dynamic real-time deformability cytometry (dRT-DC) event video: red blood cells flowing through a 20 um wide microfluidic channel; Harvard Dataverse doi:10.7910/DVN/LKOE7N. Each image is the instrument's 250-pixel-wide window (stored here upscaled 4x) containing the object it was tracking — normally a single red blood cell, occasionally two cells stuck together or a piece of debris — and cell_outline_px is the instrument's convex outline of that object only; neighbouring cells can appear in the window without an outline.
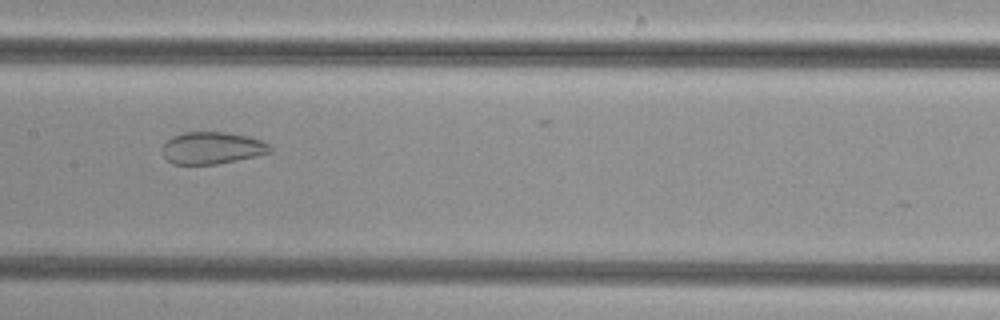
{"species": "common noctule bat (a hibernating species)", "species_latin": "Nyctalus noctula", "temperature_condition": "cold", "stored_images_in_passage": 45, "camera_frame_rate_fps": 3000, "um_per_image_px": 0.085, "animal": {"sex": "female", "body_mass_g": 29.2, "forearm_length_mm": 56.3}, "frame": {"image": 1, "passage_image": 20, "time_ms": 6.333, "image_size_px": [1000, 320], "cell_outline_px": [[272, 152], [256, 156], [216, 164], [172, 164], [164, 156], [164, 144], [172, 136], [184, 132], [228, 132], [248, 136], [260, 140], [268, 144], [272, 148]], "centroid_in_image_um": [18.05, 12.57], "position_along_channel_um": 189.4, "area_um2": 20.0}}
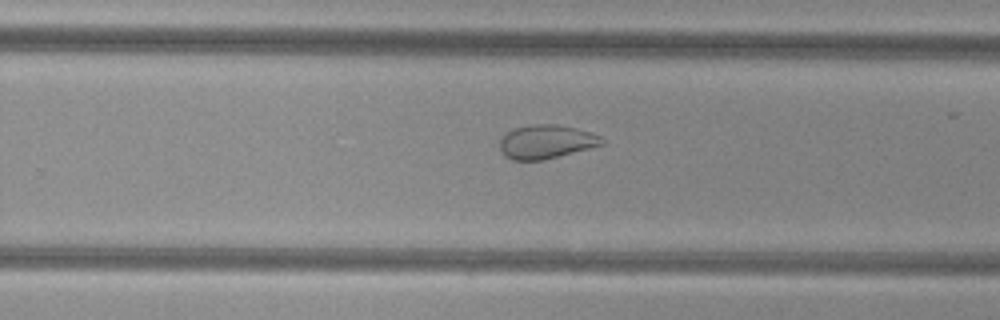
{"frame": {"image": 2, "passage_image": 27, "time_ms": 8.667, "image_size_px": [1000, 320], "cell_outline_px": [[604, 144], [544, 160], [512, 160], [504, 156], [500, 148], [500, 140], [508, 132], [516, 128], [532, 124], [556, 124], [576, 128], [600, 136], [604, 140]], "centroid_in_image_um": [46.42, 12.05], "position_along_channel_um": 283.4, "area_um2": 19.88}}
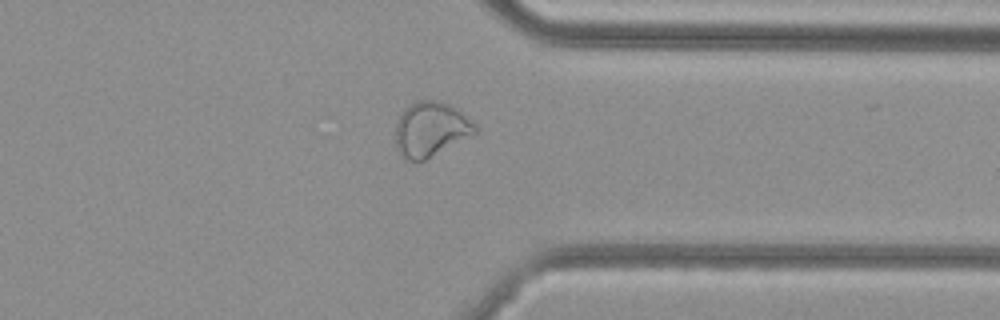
{"frame": {"image": 3, "passage_image": 34, "time_ms": 11.0, "image_size_px": [1000, 320], "cell_outline_px": [[476, 132], [424, 160], [404, 160], [400, 156], [396, 148], [396, 120], [400, 112], [408, 104], [416, 100], [436, 100], [448, 104], [456, 108], [476, 124]], "centroid_in_image_um": [36.55, 10.96], "position_along_channel_um": 374.9, "area_um2": 25.26}}